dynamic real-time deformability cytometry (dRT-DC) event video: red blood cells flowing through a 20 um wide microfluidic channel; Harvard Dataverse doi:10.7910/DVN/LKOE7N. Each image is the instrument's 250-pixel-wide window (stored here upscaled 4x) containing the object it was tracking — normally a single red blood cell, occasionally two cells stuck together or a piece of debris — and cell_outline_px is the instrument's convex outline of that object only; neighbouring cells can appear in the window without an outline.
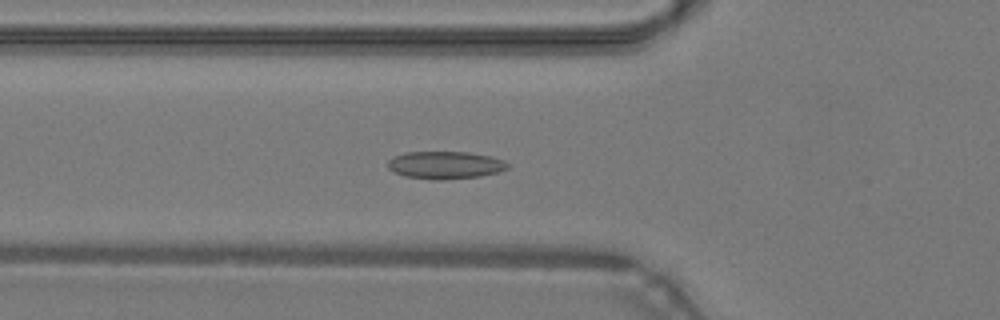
{"species": "common noctule bat (a hibernating species)", "species_latin": "Nyctalus noctula", "temperature_condition": "warm", "stored_images_in_passage": 36, "camera_frame_rate_fps": 3000, "um_per_image_px": 0.085, "animal": {"sex": "male", "body_mass_g": 19.2, "forearm_length_mm": 51.8}, "frame": {"image": 1, "passage_image": 18, "time_ms": 5.667, "image_size_px": [1000, 320], "cell_outline_px": [[508, 168], [496, 172], [480, 176], [440, 180], [436, 180], [404, 176], [388, 168], [388, 160], [392, 156], [404, 152], [468, 152], [492, 156], [504, 160], [508, 164]], "centroid_in_image_um": [37.82, 14.02], "position_along_channel_um": 88.0, "area_um2": 19.25}}
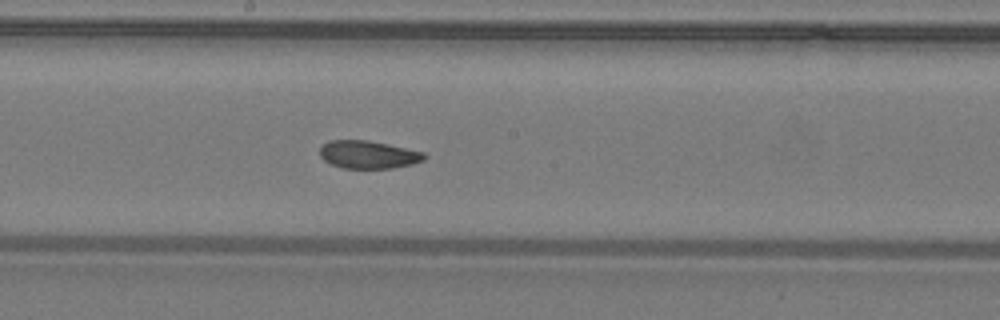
{"frame": {"image": 2, "passage_image": 27, "time_ms": 8.667, "image_size_px": [1000, 320], "cell_outline_px": [[428, 156], [424, 160], [412, 164], [392, 168], [344, 168], [332, 164], [324, 160], [320, 156], [320, 148], [328, 140], [368, 140], [388, 144], [424, 152]], "centroid_in_image_um": [31.32, 13.13], "position_along_channel_um": 216.9, "area_um2": 16.94}}
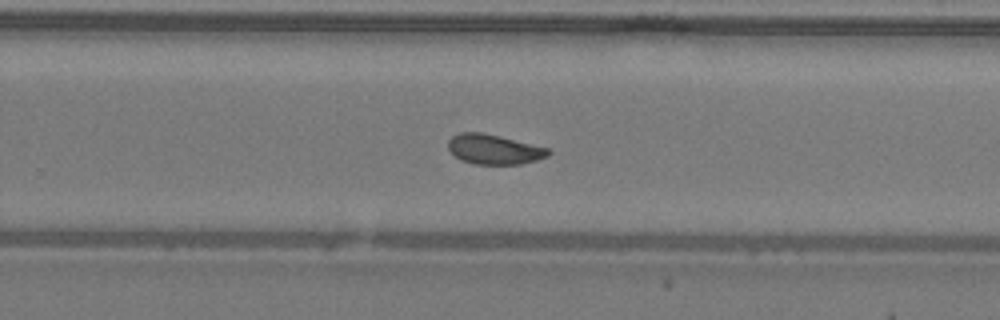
{"frame": {"image": 3, "passage_image": 32, "time_ms": 10.333, "image_size_px": [1000, 320], "cell_outline_px": [[552, 152], [548, 156], [536, 160], [520, 164], [476, 164], [460, 160], [448, 148], [448, 140], [452, 136], [460, 132], [484, 132], [548, 148]], "centroid_in_image_um": [41.98, 12.68], "position_along_channel_um": 287.8, "area_um2": 17.4}}